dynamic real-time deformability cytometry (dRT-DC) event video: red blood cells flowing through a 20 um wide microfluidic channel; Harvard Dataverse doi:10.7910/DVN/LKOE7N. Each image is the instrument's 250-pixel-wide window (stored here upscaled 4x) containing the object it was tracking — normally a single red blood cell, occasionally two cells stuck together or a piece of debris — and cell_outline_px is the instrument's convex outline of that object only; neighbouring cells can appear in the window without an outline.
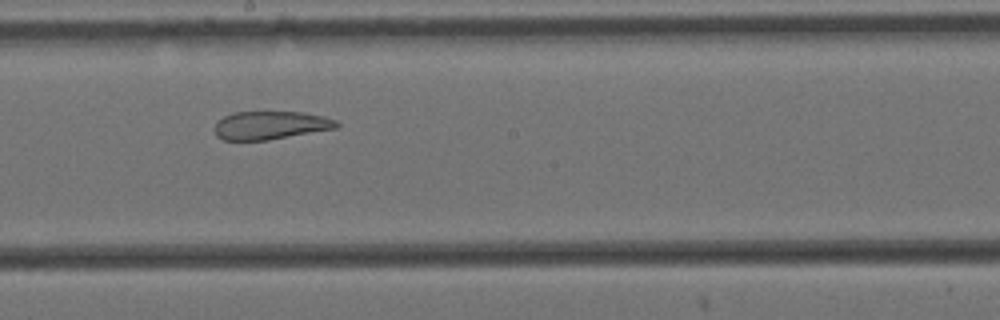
{"species": "Egyptian fruit bat (a non-hibernating species)", "species_latin": "Rousettus aegyptiacus", "temperature_condition": "cold", "stored_images_in_passage": 8, "camera_frame_rate_fps": 3000, "um_per_image_px": 0.085, "animal": {"sex": "female"}, "frame": {"image": 1, "passage_image": 7, "time_ms": 2.0, "image_size_px": [1000, 320], "cell_outline_px": [[340, 124], [336, 128], [268, 140], [224, 140], [216, 136], [212, 128], [216, 120], [232, 112], [304, 112], [324, 116], [336, 120]], "centroid_in_image_um": [22.93, 10.64], "position_along_channel_um": 225.3, "area_um2": 20.29}}
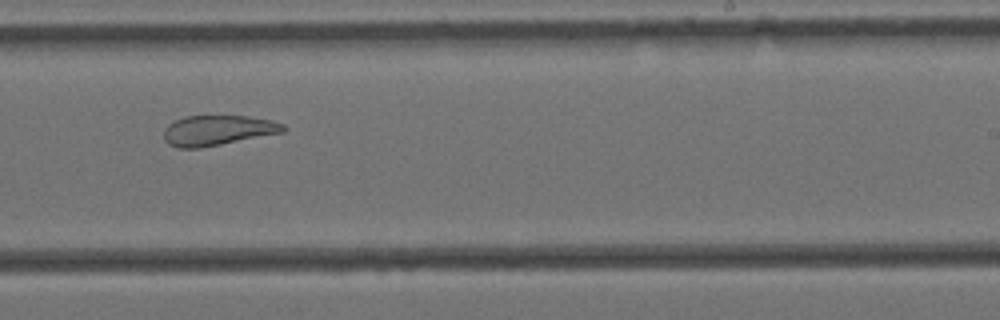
{"frame": {"image": 2, "passage_image": 8, "time_ms": 2.333, "image_size_px": [1000, 320], "cell_outline_px": [[288, 128], [284, 132], [200, 148], [176, 148], [168, 144], [164, 140], [164, 132], [168, 124], [184, 116], [248, 116], [272, 120], [284, 124]], "centroid_in_image_um": [18.51, 11.08], "position_along_channel_um": 270.5, "area_um2": 21.04}}